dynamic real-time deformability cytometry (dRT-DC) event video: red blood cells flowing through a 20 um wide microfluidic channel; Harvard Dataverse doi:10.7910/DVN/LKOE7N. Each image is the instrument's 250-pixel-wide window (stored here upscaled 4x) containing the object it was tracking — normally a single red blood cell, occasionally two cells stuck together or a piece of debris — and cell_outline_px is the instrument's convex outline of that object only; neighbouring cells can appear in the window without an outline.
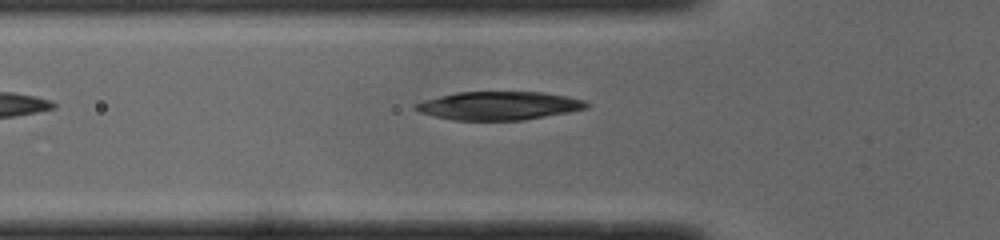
{"species": "common noctule bat (a hibernating species)", "species_latin": "Nyctalus noctula", "temperature_condition": "cold", "stored_images_in_passage": 35, "camera_frame_rate_fps": 3000, "um_per_image_px": 0.085, "animal": {"sex": "male", "body_mass_g": 19.0, "forearm_length_mm": 50.8}, "frame": {"image": 1, "passage_image": 2, "time_ms": 0.333, "image_size_px": [1000, 240], "cell_outline_px": [[592, 104], [588, 108], [568, 112], [520, 120], [452, 120], [420, 112], [412, 108], [412, 104], [424, 100], [456, 92], [544, 92], [568, 96], [584, 100]], "centroid_in_image_um": [42.41, 8.97], "position_along_channel_um": 83.4, "area_um2": 28.26}}
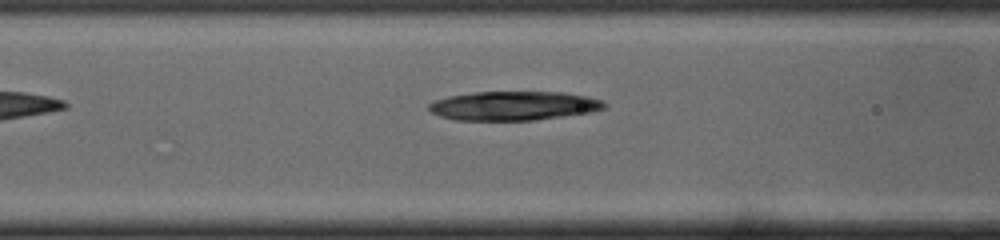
{"frame": {"image": 2, "passage_image": 5, "time_ms": 1.333, "image_size_px": [1000, 240], "cell_outline_px": [[608, 104], [604, 108], [588, 112], [564, 116], [536, 120], [456, 120], [440, 116], [432, 112], [428, 108], [428, 104], [436, 100], [448, 96], [476, 92], [564, 92], [604, 100]], "centroid_in_image_um": [43.66, 8.99], "position_along_channel_um": 122.9, "area_um2": 29.59}}